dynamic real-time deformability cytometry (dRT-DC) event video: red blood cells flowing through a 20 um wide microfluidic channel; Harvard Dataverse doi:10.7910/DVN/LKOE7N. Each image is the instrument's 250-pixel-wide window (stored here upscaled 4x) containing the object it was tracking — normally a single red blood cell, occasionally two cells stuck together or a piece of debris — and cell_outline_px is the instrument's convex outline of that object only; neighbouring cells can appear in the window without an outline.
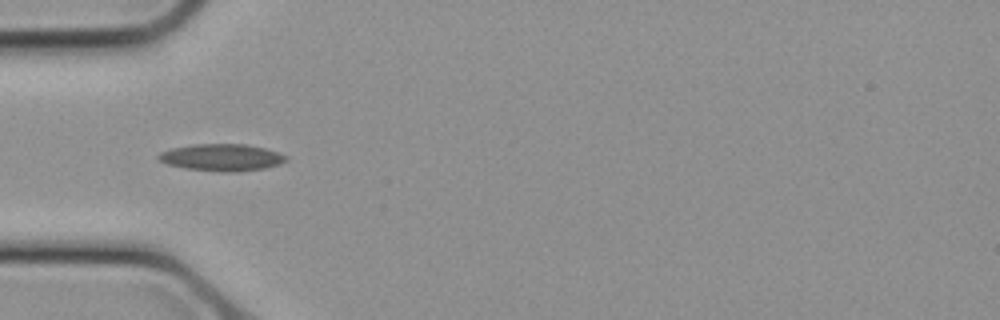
{"species": "common noctule bat (a hibernating species)", "species_latin": "Nyctalus noctula", "temperature_condition": "cold", "stored_images_in_passage": 7, "camera_frame_rate_fps": 3000, "um_per_image_px": 0.085, "animal": {"sex": "female", "body_mass_g": 21.9}, "frame": {"image": 1, "passage_image": 6, "time_ms": 1.667, "image_size_px": [1000, 320], "cell_outline_px": [[288, 160], [280, 164], [264, 168], [240, 172], [224, 172], [184, 168], [168, 164], [160, 160], [156, 156], [160, 152], [172, 148], [192, 144], [244, 144], [264, 148], [288, 156]], "centroid_in_image_um": [18.85, 13.38], "position_along_channel_um": 66.1, "area_um2": 20.06}}